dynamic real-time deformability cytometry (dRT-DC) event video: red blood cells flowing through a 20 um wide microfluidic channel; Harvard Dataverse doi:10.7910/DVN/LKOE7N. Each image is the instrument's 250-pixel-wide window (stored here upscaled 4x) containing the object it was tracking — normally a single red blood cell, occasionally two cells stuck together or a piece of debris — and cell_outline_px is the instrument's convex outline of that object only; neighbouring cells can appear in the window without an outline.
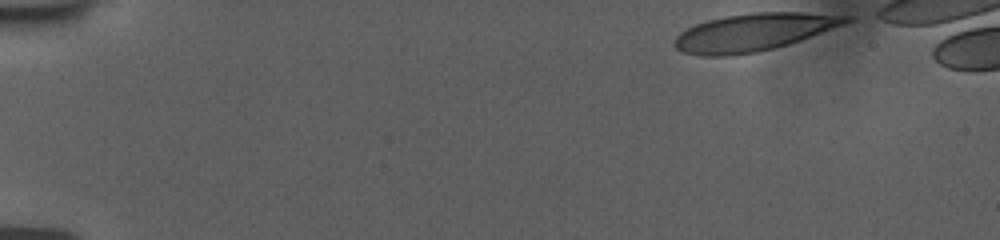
{"species": "human", "species_latin": "Homo sapiens", "temperature_condition": "room temperature", "stored_images_in_passage": 44, "camera_frame_rate_fps": 3000, "um_per_image_px": 0.085, "donor": {"sex": "female"}, "frame": {"image": 1, "passage_image": 1, "time_ms": 0.0, "image_size_px": [1000, 240], "cell_outline_px": [[856, 20], [800, 40], [788, 44], [756, 52], [728, 56], [700, 56], [680, 52], [672, 44], [672, 40], [680, 32], [696, 24], [708, 20], [724, 16], [752, 12], [800, 12], [856, 16]], "centroid_in_image_um": [64.06, 2.73], "position_along_channel_um": 20.9, "area_um2": 37.74}}
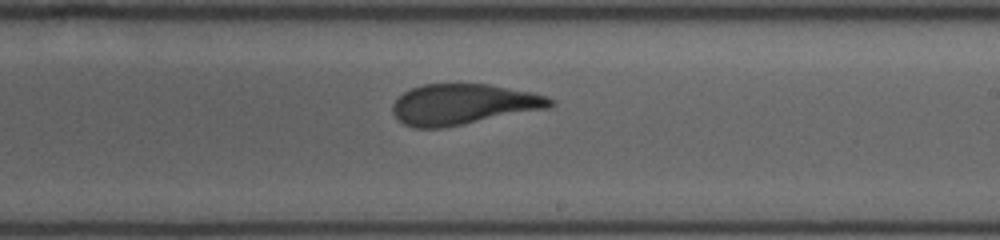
{"frame": {"image": 2, "passage_image": 29, "time_ms": 9.333, "image_size_px": [1000, 240], "cell_outline_px": [[556, 104], [548, 108], [444, 128], [412, 128], [404, 124], [392, 112], [392, 104], [404, 92], [412, 88], [424, 84], [488, 84], [532, 92], [548, 96], [556, 100]], "centroid_in_image_um": [39.41, 8.87], "position_along_channel_um": 249.6, "area_um2": 37.4}}
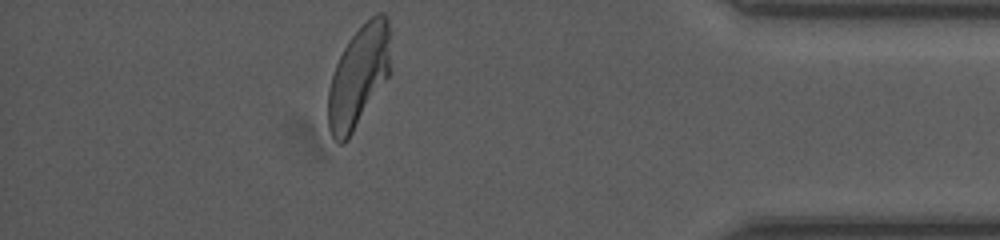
{"frame": {"image": 3, "passage_image": 44, "time_ms": 14.333, "image_size_px": [1000, 240], "cell_outline_px": [[392, 72], [348, 140], [344, 144], [336, 144], [328, 128], [328, 88], [336, 64], [348, 40], [376, 12], [384, 12], [388, 16], [392, 32]], "centroid_in_image_um": [30.55, 6.47], "position_along_channel_um": 404.6, "area_um2": 38.03}, "authors_computed_cell_mechanics": {"area_um2": 38.0035, "velocity_mm_per_s": 3.7657, "shape_relaxation_time_tau1_ms": 5.4815, "shape_relaxation_time_tau2_ms": 1.0738, "deformation_change_tau1": 0.225, "deformation_change_tau2": 0.0932}}